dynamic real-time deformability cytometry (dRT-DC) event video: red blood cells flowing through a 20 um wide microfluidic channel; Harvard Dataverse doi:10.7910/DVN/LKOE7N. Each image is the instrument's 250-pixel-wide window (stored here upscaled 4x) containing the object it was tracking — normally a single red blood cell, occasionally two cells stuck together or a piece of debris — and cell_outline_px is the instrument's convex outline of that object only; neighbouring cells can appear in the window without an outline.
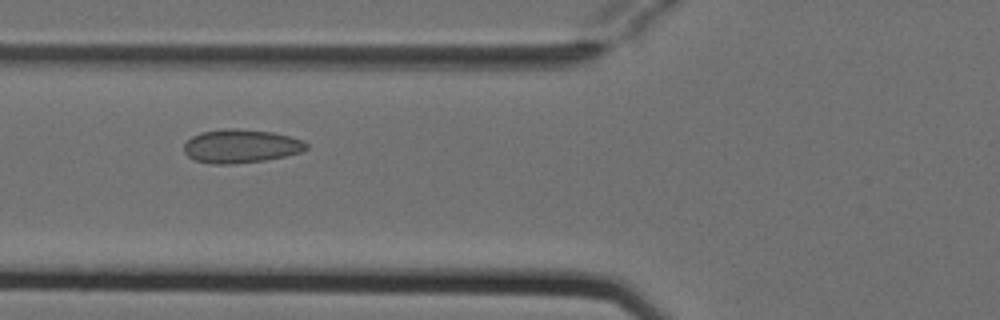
{"species": "Egyptian fruit bat (a non-hibernating species)", "species_latin": "Rousettus aegyptiacus", "temperature_condition": "cold", "stored_images_in_passage": 7, "camera_frame_rate_fps": 3000, "um_per_image_px": 0.085, "animal": {"sex": "female"}, "frame": {"image": 1, "passage_image": 6, "time_ms": 1.667, "image_size_px": [1000, 320], "cell_outline_px": [[308, 148], [300, 152], [284, 156], [264, 160], [236, 164], [212, 164], [196, 160], [188, 156], [184, 152], [184, 144], [192, 136], [200, 132], [224, 128], [236, 128], [272, 132], [288, 136], [300, 140], [308, 144]], "centroid_in_image_um": [20.44, 12.42], "position_along_channel_um": 105.4, "area_um2": 23.87}}
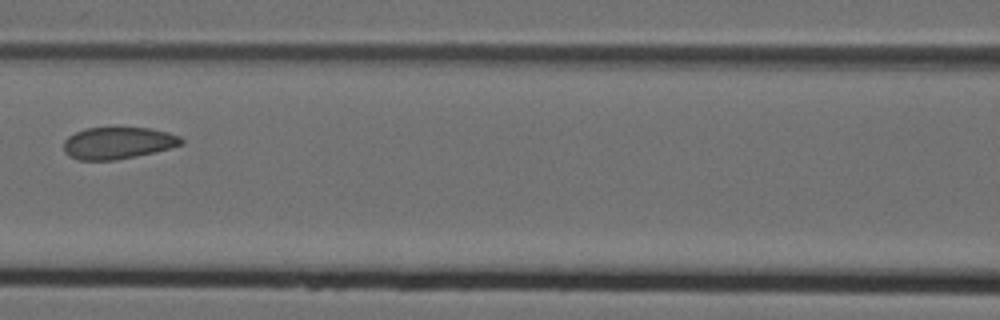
{"frame": {"image": 2, "passage_image": 7, "time_ms": 2.0, "image_size_px": [1000, 320], "cell_outline_px": [[184, 144], [136, 156], [116, 160], [76, 160], [68, 156], [64, 152], [64, 140], [68, 136], [84, 128], [152, 128], [168, 132], [180, 136], [184, 140]], "centroid_in_image_um": [10.0, 12.16], "position_along_channel_um": 156.6, "area_um2": 21.91}}